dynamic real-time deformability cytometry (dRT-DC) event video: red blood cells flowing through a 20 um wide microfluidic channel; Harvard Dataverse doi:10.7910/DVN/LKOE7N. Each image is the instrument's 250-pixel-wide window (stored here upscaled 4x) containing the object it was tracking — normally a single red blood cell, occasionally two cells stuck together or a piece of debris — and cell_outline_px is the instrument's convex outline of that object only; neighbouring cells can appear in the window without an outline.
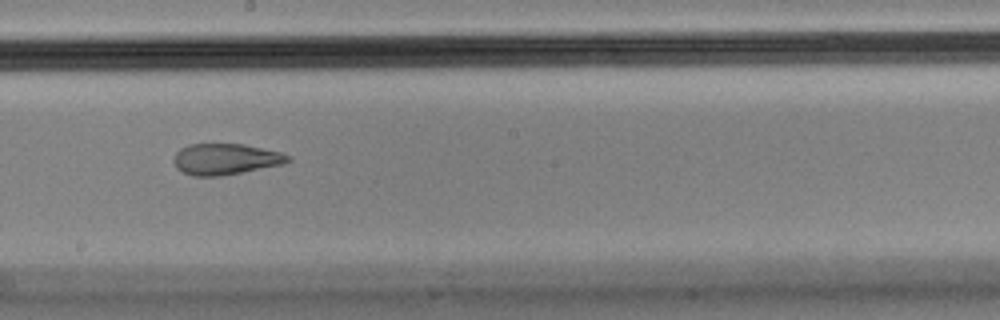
{"species": "Egyptian fruit bat (a non-hibernating species)", "species_latin": "Rousettus aegyptiacus", "temperature_condition": "cold", "stored_images_in_passage": 14, "camera_frame_rate_fps": 3000, "um_per_image_px": 0.085, "animal": {"sex": "male"}, "frame": {"image": 1, "passage_image": 7, "time_ms": 2.0, "image_size_px": [1000, 320], "cell_outline_px": [[292, 160], [284, 164], [220, 176], [192, 176], [176, 168], [172, 160], [176, 152], [180, 148], [188, 144], [244, 144], [280, 152], [292, 156]], "centroid_in_image_um": [19.16, 13.52], "position_along_channel_um": 229.0, "area_um2": 20.81}}
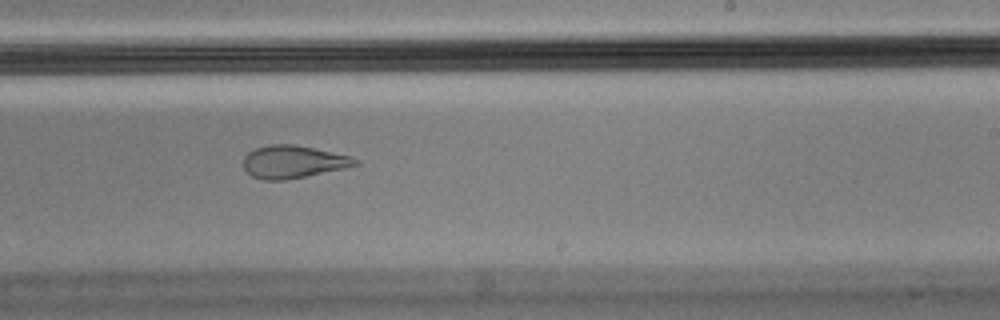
{"frame": {"image": 2, "passage_image": 8, "time_ms": 2.333, "image_size_px": [1000, 320], "cell_outline_px": [[360, 164], [344, 168], [284, 180], [264, 180], [252, 176], [244, 168], [244, 156], [248, 152], [256, 148], [272, 144], [292, 144], [316, 148], [352, 156], [360, 160]], "centroid_in_image_um": [24.94, 13.74], "position_along_channel_um": 264.1, "area_um2": 21.21}}